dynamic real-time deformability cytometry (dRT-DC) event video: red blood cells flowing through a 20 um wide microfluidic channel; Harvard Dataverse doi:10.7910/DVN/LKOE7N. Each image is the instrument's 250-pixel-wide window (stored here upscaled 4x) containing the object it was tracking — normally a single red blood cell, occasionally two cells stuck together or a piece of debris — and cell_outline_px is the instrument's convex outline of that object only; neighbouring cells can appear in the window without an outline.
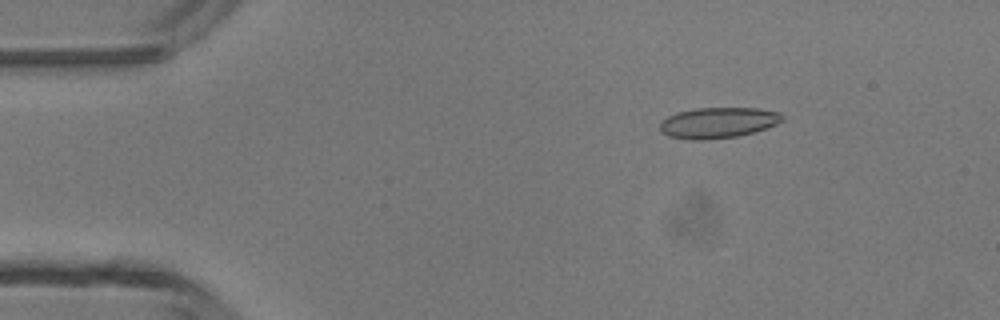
{"species": "common noctule bat (a hibernating species)", "species_latin": "Nyctalus noctula", "temperature_condition": "room temperature", "stored_images_in_passage": 47, "camera_frame_rate_fps": 3000, "um_per_image_px": 0.085, "animal": {"sex": "male", "body_mass_g": 13.3}, "frame": {"image": 1, "passage_image": 7, "time_ms": 2.0, "image_size_px": [1000, 320], "cell_outline_px": [[784, 120], [776, 124], [752, 132], [736, 136], [708, 140], [692, 140], [668, 136], [660, 132], [660, 120], [676, 112], [696, 108], [756, 108], [780, 112], [784, 116]], "centroid_in_image_um": [60.99, 10.43], "position_along_channel_um": 24.0, "area_um2": 22.02}}
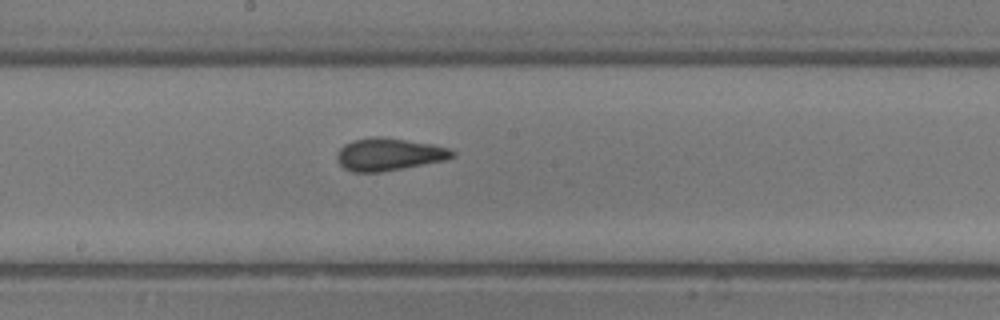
{"frame": {"image": 2, "passage_image": 25, "time_ms": 8.0, "image_size_px": [1000, 320], "cell_outline_px": [[456, 156], [448, 160], [404, 168], [380, 172], [352, 172], [344, 168], [336, 160], [336, 156], [340, 148], [344, 144], [352, 140], [372, 136], [384, 136], [432, 144], [448, 148], [456, 152]], "centroid_in_image_um": [33.07, 13.11], "position_along_channel_um": 215.1, "area_um2": 22.2}}
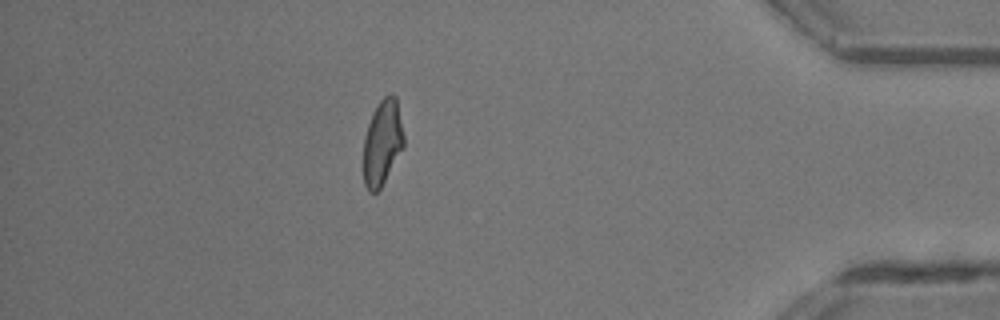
{"frame": {"image": 3, "passage_image": 41, "time_ms": 13.333, "image_size_px": [1000, 320], "cell_outline_px": [[404, 148], [380, 188], [376, 192], [368, 192], [364, 184], [364, 136], [372, 112], [380, 100], [388, 92], [392, 92], [396, 96], [404, 136]], "centroid_in_image_um": [32.51, 12.09], "position_along_channel_um": 402.7, "area_um2": 20.23}, "authors_computed_cell_mechanics": {"area_um2": 21.4438, "velocity_mm_per_s": 4.3855, "shape_relaxation_time_tau1_ms": 8.0477, "shape_relaxation_time_tau2_ms": 1.4428, "deformation_change_tau1": 0.1952, "deformation_change_tau2": 0.0794}}